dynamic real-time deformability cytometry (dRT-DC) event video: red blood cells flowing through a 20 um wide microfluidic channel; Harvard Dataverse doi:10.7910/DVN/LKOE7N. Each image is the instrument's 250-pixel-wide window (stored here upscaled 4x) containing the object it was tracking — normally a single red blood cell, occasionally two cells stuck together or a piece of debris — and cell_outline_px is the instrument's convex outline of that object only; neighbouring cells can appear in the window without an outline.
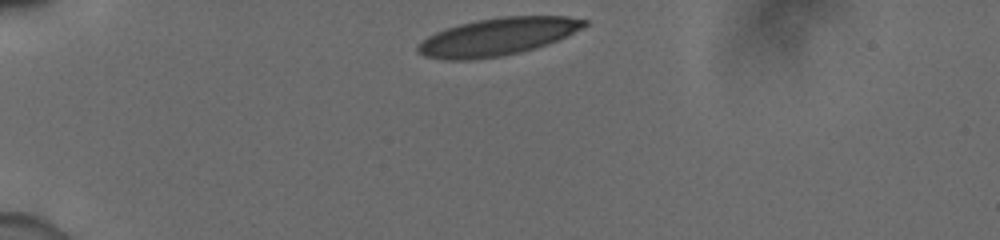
{"species": "human", "species_latin": "Homo sapiens", "temperature_condition": "cold", "stored_images_in_passage": 33, "camera_frame_rate_fps": 3000, "um_per_image_px": 0.085, "donor": {"sex": "male"}, "frame": {"image": 1, "passage_image": 1, "time_ms": 0.0, "image_size_px": [1000, 240], "cell_outline_px": [[588, 24], [548, 44], [536, 48], [520, 52], [500, 56], [468, 60], [448, 60], [424, 56], [416, 48], [428, 36], [436, 32], [460, 24], [476, 20], [500, 16], [568, 16], [588, 20]], "centroid_in_image_um": [42.3, 3.11], "position_along_channel_um": 42.7, "area_um2": 35.95}}
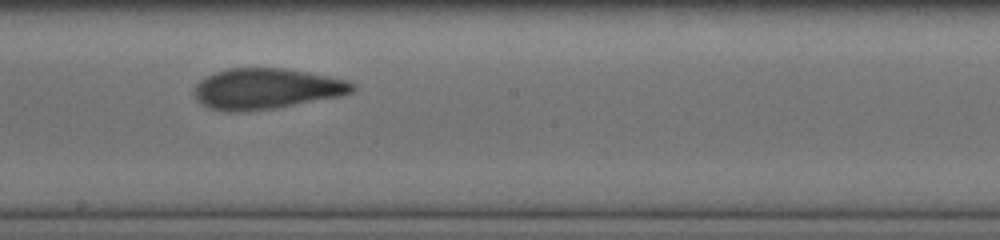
{"frame": {"image": 2, "passage_image": 19, "time_ms": 6.0, "image_size_px": [1000, 240], "cell_outline_px": [[356, 88], [352, 92], [340, 96], [272, 108], [232, 112], [228, 112], [208, 108], [200, 104], [196, 100], [196, 84], [200, 80], [216, 72], [228, 68], [284, 68], [308, 72], [348, 80], [356, 84]], "centroid_in_image_um": [22.65, 7.53], "position_along_channel_um": 225.6, "area_um2": 37.28}}
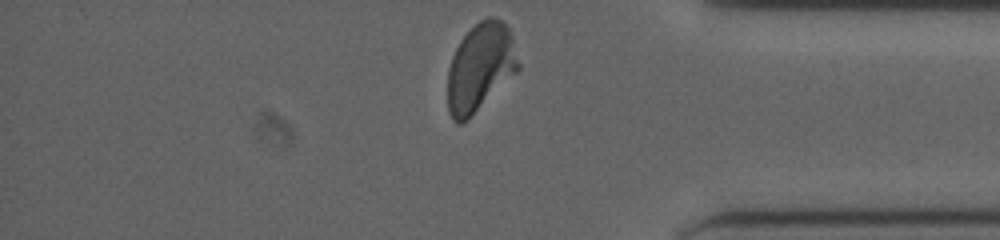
{"frame": {"image": 3, "passage_image": 33, "time_ms": 10.667, "image_size_px": [1000, 240], "cell_outline_px": [[520, 68], [468, 120], [460, 124], [456, 124], [452, 120], [448, 108], [448, 72], [452, 56], [460, 40], [480, 20], [488, 16], [492, 16], [500, 20], [508, 28], [512, 36], [520, 64]], "centroid_in_image_um": [40.82, 5.74], "position_along_channel_um": 394.4, "area_um2": 36.07}, "authors_computed_cell_mechanics": {"area_um2": 37.0498, "velocity_mm_per_s": 3.8873, "shape_relaxation_time_tau1_ms": 5.1643, "shape_relaxation_time_tau2_ms": 1.2633, "deformation_change_tau1": 0.1894, "deformation_change_tau2": 0.0851}}